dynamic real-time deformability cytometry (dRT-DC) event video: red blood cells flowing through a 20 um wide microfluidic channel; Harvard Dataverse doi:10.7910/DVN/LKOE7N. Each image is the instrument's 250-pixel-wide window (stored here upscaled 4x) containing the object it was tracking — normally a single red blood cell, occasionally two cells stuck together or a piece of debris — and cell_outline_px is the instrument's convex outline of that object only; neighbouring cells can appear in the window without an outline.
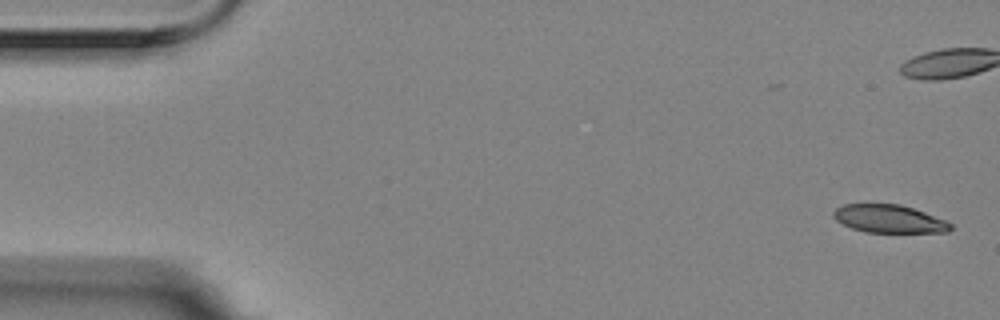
{"species": "Egyptian fruit bat (a non-hibernating species)", "species_latin": "Rousettus aegyptiacus", "temperature_condition": "room temperature", "stored_images_in_passage": 6, "camera_frame_rate_fps": 3000, "um_per_image_px": 0.085, "animal": {"sex": "female"}, "frame": {"image": 1, "passage_image": 1, "time_ms": 0.0, "image_size_px": [1000, 320], "cell_outline_px": [[952, 228], [948, 232], [864, 232], [852, 228], [836, 220], [832, 216], [832, 212], [836, 208], [844, 204], [900, 204], [924, 212], [944, 220], [952, 224]], "centroid_in_image_um": [75.54, 18.6], "position_along_channel_um": 9.5, "area_um2": 18.96}}
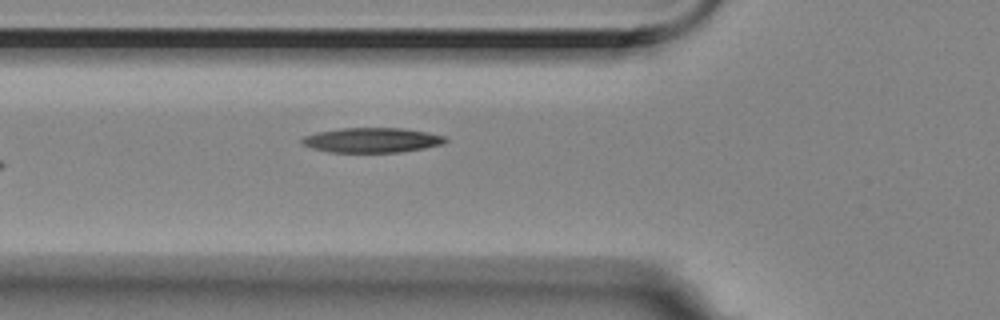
{"frame": {"image": 2, "passage_image": 6, "time_ms": 1.667, "image_size_px": [1000, 320], "cell_outline_px": [[448, 140], [444, 144], [424, 148], [400, 152], [328, 152], [312, 148], [300, 144], [300, 140], [304, 136], [316, 132], [340, 128], [404, 128], [428, 132], [444, 136]], "centroid_in_image_um": [31.59, 11.91], "position_along_channel_um": 94.2, "area_um2": 20.92}}